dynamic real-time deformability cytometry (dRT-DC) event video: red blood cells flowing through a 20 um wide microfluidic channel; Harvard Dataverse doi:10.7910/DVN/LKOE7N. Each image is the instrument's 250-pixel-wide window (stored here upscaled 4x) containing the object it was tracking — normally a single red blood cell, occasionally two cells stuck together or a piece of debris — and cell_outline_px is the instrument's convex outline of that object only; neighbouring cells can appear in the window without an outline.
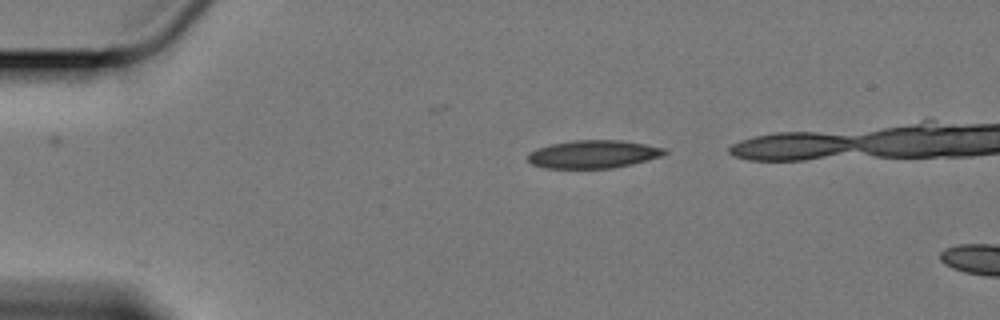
{"species": "Egyptian fruit bat (a non-hibernating species)", "species_latin": "Rousettus aegyptiacus", "temperature_condition": "cold", "stored_images_in_passage": 2, "camera_frame_rate_fps": 3000, "um_per_image_px": 0.085, "animal": {"sex": "female"}, "frame": {"image": 1, "passage_image": 1, "time_ms": 0.0, "image_size_px": [1000, 320], "cell_outline_px": [[668, 152], [664, 156], [632, 164], [612, 168], [544, 168], [532, 164], [528, 160], [528, 152], [536, 148], [552, 144], [572, 140], [620, 140], [668, 148]], "centroid_in_image_um": [50.46, 13.1], "position_along_channel_um": 34.5, "area_um2": 22.48}}